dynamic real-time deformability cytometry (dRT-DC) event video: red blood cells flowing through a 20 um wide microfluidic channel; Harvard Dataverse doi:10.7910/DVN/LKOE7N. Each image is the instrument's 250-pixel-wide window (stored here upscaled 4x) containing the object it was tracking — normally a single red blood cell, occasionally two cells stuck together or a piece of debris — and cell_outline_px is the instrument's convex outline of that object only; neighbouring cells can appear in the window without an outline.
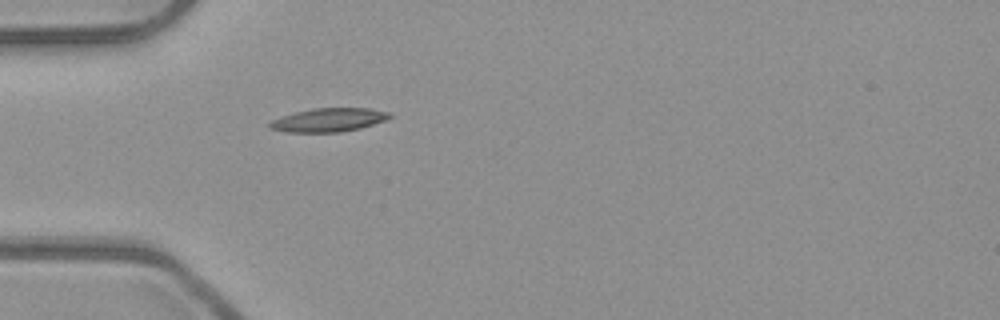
{"species": "common noctule bat (a hibernating species)", "species_latin": "Nyctalus noctula", "temperature_condition": "room temperature", "stored_images_in_passage": 1, "camera_frame_rate_fps": 3000, "um_per_image_px": 0.085, "animal": {"sex": "male", "body_mass_g": 23.1, "forearm_length_mm": 52.7}, "frame": {"image": 1, "passage_image": 1, "time_ms": 0.0, "image_size_px": [1000, 320], "cell_outline_px": [[392, 116], [384, 120], [360, 128], [340, 132], [284, 132], [268, 128], [268, 124], [272, 120], [280, 116], [312, 108], [368, 108], [388, 112]], "centroid_in_image_um": [27.87, 10.2], "position_along_channel_um": 57.1, "area_um2": 16.42}}